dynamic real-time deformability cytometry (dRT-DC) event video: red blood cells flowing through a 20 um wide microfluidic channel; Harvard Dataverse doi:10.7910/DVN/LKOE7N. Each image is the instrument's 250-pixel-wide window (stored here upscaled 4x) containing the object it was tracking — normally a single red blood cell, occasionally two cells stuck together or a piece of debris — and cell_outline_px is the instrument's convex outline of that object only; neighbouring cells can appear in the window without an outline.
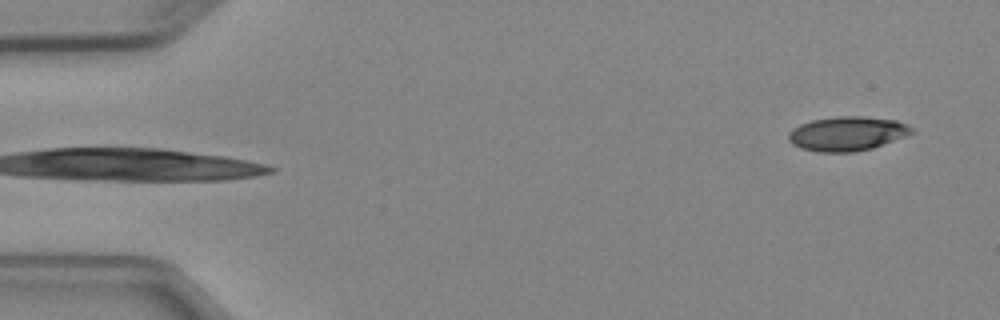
{"species": "Egyptian fruit bat (a non-hibernating species)", "species_latin": "Rousettus aegyptiacus", "temperature_condition": "cold", "stored_images_in_passage": 5, "camera_frame_rate_fps": 3000, "um_per_image_px": 0.085, "animal": {"sex": "female"}, "frame": {"image": 1, "passage_image": 5, "time_ms": 4.667, "image_size_px": [1000, 320], "cell_outline_px": [[916, 132], [872, 148], [852, 152], [816, 152], [800, 148], [792, 144], [788, 140], [788, 132], [800, 124], [812, 120], [836, 116], [864, 116], [896, 120], [908, 124]], "centroid_in_image_um": [72.0, 11.35], "position_along_channel_um": 13.0, "area_um2": 24.74}}